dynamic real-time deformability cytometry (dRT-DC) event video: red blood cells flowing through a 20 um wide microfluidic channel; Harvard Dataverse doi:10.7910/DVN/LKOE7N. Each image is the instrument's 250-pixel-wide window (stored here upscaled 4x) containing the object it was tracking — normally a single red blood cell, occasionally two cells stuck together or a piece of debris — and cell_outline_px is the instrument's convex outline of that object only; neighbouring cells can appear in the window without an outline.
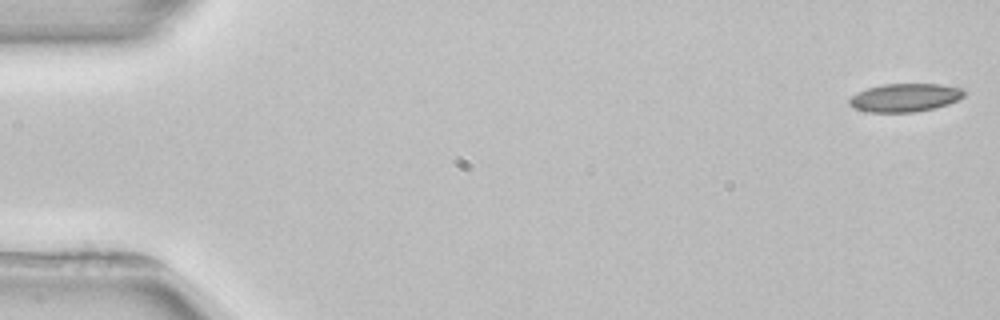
{"species": "common noctule bat (a hibernating species)", "species_latin": "Nyctalus noctula", "temperature_condition": "room temperature", "stored_images_in_passage": 5, "camera_frame_rate_fps": 3000, "um_per_image_px": 0.085, "animal": {"sex": "female", "body_mass_g": 22.7, "forearm_length_mm": 54.2}, "frame": {"image": 1, "passage_image": 1, "time_ms": 0.0, "image_size_px": [1000, 320], "cell_outline_px": [[968, 92], [964, 96], [948, 104], [932, 108], [912, 112], [868, 112], [852, 108], [848, 104], [848, 100], [856, 92], [880, 84], [940, 84], [960, 88]], "centroid_in_image_um": [76.88, 8.29], "position_along_channel_um": 8.1, "area_um2": 18.96}}
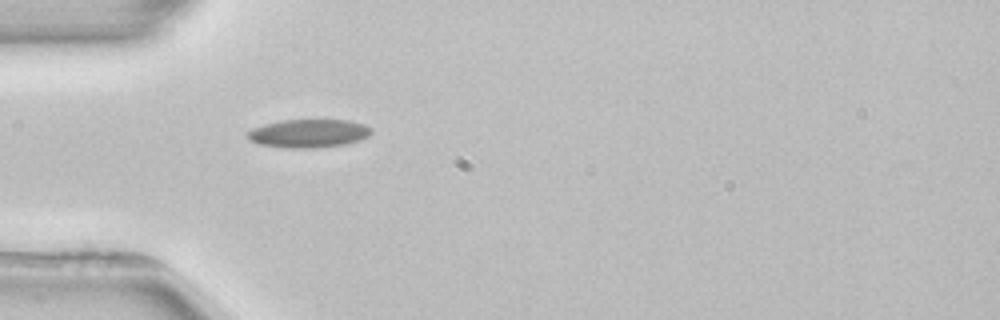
{"frame": {"image": 2, "passage_image": 5, "time_ms": 5.0, "image_size_px": [1000, 320], "cell_outline_px": [[372, 132], [368, 136], [344, 144], [316, 148], [288, 148], [260, 144], [248, 140], [248, 132], [252, 128], [264, 124], [280, 120], [348, 120], [364, 124], [372, 128]], "centroid_in_image_um": [26.22, 11.33], "position_along_channel_um": 58.8, "area_um2": 20.35}}